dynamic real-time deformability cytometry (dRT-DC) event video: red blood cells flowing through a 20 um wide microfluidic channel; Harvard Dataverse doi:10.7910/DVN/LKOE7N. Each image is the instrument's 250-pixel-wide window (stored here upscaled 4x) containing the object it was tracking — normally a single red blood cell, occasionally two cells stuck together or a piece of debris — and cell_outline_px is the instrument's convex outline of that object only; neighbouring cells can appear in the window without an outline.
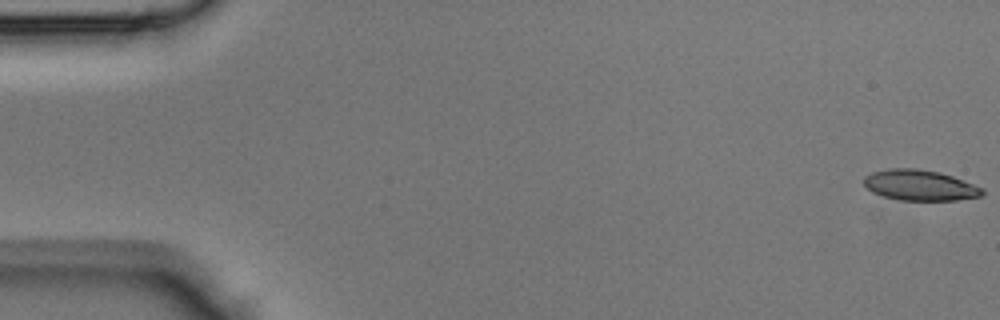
{"species": "Egyptian fruit bat (a non-hibernating species)", "species_latin": "Rousettus aegyptiacus", "temperature_condition": "room temperature", "stored_images_in_passage": 44, "camera_frame_rate_fps": 3000, "um_per_image_px": 0.085, "animal": {"sex": "male"}, "frame": {"image": 1, "passage_image": 1, "time_ms": 0.0, "image_size_px": [1000, 320], "cell_outline_px": [[984, 192], [980, 196], [956, 200], [900, 200], [884, 196], [872, 192], [864, 184], [864, 176], [872, 172], [888, 168], [916, 168], [940, 172], [952, 176], [984, 188]], "centroid_in_image_um": [78.18, 15.73], "position_along_channel_um": 6.8, "area_um2": 21.1}}
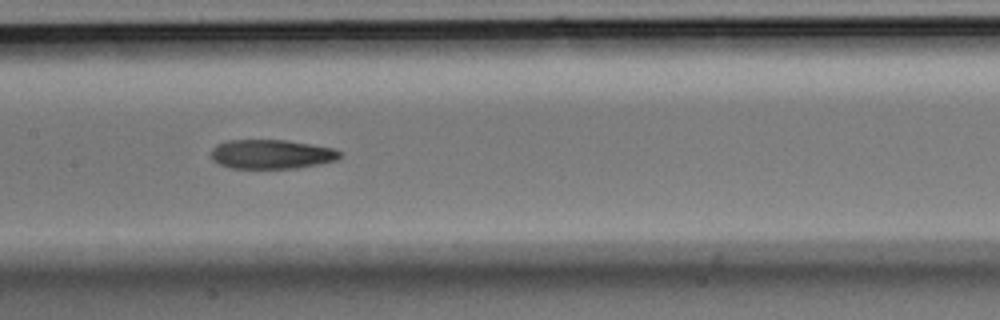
{"frame": {"image": 2, "passage_image": 22, "time_ms": 7.0, "image_size_px": [1000, 320], "cell_outline_px": [[340, 156], [336, 160], [320, 164], [296, 168], [232, 168], [220, 164], [212, 160], [212, 148], [216, 144], [228, 140], [284, 140], [332, 148], [340, 152]], "centroid_in_image_um": [23.04, 13.11], "position_along_channel_um": 184.4, "area_um2": 21.73}}
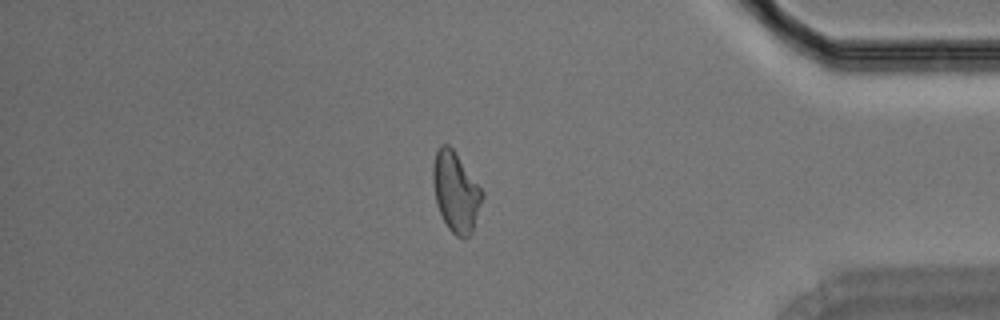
{"frame": {"image": 3, "passage_image": 38, "time_ms": 12.333, "image_size_px": [1000, 320], "cell_outline_px": [[484, 196], [472, 232], [468, 236], [456, 236], [448, 228], [440, 212], [436, 200], [432, 180], [432, 168], [436, 152], [440, 144], [448, 144], [452, 148], [484, 192]], "centroid_in_image_um": [38.74, 16.3], "position_along_channel_um": 396.5, "area_um2": 22.6}}